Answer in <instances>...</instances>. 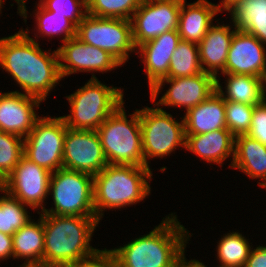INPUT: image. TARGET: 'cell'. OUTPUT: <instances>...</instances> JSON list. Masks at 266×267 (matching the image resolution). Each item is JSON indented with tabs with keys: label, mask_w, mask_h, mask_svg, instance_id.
Wrapping results in <instances>:
<instances>
[{
	"label": "cell",
	"mask_w": 266,
	"mask_h": 267,
	"mask_svg": "<svg viewBox=\"0 0 266 267\" xmlns=\"http://www.w3.org/2000/svg\"><path fill=\"white\" fill-rule=\"evenodd\" d=\"M20 30L0 39V66L16 80L25 95L45 101L48 93L62 79L55 50L43 52L39 44Z\"/></svg>",
	"instance_id": "obj_1"
},
{
	"label": "cell",
	"mask_w": 266,
	"mask_h": 267,
	"mask_svg": "<svg viewBox=\"0 0 266 267\" xmlns=\"http://www.w3.org/2000/svg\"><path fill=\"white\" fill-rule=\"evenodd\" d=\"M172 215L149 234L123 247L108 250L113 255L116 267H181L186 261V241L191 235H188L189 232L176 215Z\"/></svg>",
	"instance_id": "obj_2"
},
{
	"label": "cell",
	"mask_w": 266,
	"mask_h": 267,
	"mask_svg": "<svg viewBox=\"0 0 266 267\" xmlns=\"http://www.w3.org/2000/svg\"><path fill=\"white\" fill-rule=\"evenodd\" d=\"M99 222L96 216L43 213V262L55 267H70L95 256L100 250L89 242Z\"/></svg>",
	"instance_id": "obj_3"
},
{
	"label": "cell",
	"mask_w": 266,
	"mask_h": 267,
	"mask_svg": "<svg viewBox=\"0 0 266 267\" xmlns=\"http://www.w3.org/2000/svg\"><path fill=\"white\" fill-rule=\"evenodd\" d=\"M152 172L147 166L110 165L93 177V204L100 221L106 208H123L150 194ZM101 212V213H100Z\"/></svg>",
	"instance_id": "obj_4"
},
{
	"label": "cell",
	"mask_w": 266,
	"mask_h": 267,
	"mask_svg": "<svg viewBox=\"0 0 266 267\" xmlns=\"http://www.w3.org/2000/svg\"><path fill=\"white\" fill-rule=\"evenodd\" d=\"M120 105L96 130L107 163L110 165L144 166L139 110L128 120Z\"/></svg>",
	"instance_id": "obj_5"
},
{
	"label": "cell",
	"mask_w": 266,
	"mask_h": 267,
	"mask_svg": "<svg viewBox=\"0 0 266 267\" xmlns=\"http://www.w3.org/2000/svg\"><path fill=\"white\" fill-rule=\"evenodd\" d=\"M66 98L71 106V114L61 117L68 128L77 130H97L124 103L120 88L107 87L94 75L83 87Z\"/></svg>",
	"instance_id": "obj_6"
},
{
	"label": "cell",
	"mask_w": 266,
	"mask_h": 267,
	"mask_svg": "<svg viewBox=\"0 0 266 267\" xmlns=\"http://www.w3.org/2000/svg\"><path fill=\"white\" fill-rule=\"evenodd\" d=\"M55 208L42 213L56 216H96L93 204V176L60 168L50 177L49 193Z\"/></svg>",
	"instance_id": "obj_7"
},
{
	"label": "cell",
	"mask_w": 266,
	"mask_h": 267,
	"mask_svg": "<svg viewBox=\"0 0 266 267\" xmlns=\"http://www.w3.org/2000/svg\"><path fill=\"white\" fill-rule=\"evenodd\" d=\"M76 37L83 43L101 48L121 64L129 52L137 50L130 20L86 15L76 28Z\"/></svg>",
	"instance_id": "obj_8"
},
{
	"label": "cell",
	"mask_w": 266,
	"mask_h": 267,
	"mask_svg": "<svg viewBox=\"0 0 266 267\" xmlns=\"http://www.w3.org/2000/svg\"><path fill=\"white\" fill-rule=\"evenodd\" d=\"M144 166L149 167L147 158L169 155L179 145L185 147L184 119H173L161 108L139 110Z\"/></svg>",
	"instance_id": "obj_9"
},
{
	"label": "cell",
	"mask_w": 266,
	"mask_h": 267,
	"mask_svg": "<svg viewBox=\"0 0 266 267\" xmlns=\"http://www.w3.org/2000/svg\"><path fill=\"white\" fill-rule=\"evenodd\" d=\"M67 126L63 118H39L24 138V156L51 173L63 168V149Z\"/></svg>",
	"instance_id": "obj_10"
},
{
	"label": "cell",
	"mask_w": 266,
	"mask_h": 267,
	"mask_svg": "<svg viewBox=\"0 0 266 267\" xmlns=\"http://www.w3.org/2000/svg\"><path fill=\"white\" fill-rule=\"evenodd\" d=\"M51 172L23 156L15 169L4 180L0 191L8 193L23 204L44 211V200L49 193Z\"/></svg>",
	"instance_id": "obj_11"
},
{
	"label": "cell",
	"mask_w": 266,
	"mask_h": 267,
	"mask_svg": "<svg viewBox=\"0 0 266 267\" xmlns=\"http://www.w3.org/2000/svg\"><path fill=\"white\" fill-rule=\"evenodd\" d=\"M181 4L182 0L142 1L130 19L136 48L164 32L176 30Z\"/></svg>",
	"instance_id": "obj_12"
},
{
	"label": "cell",
	"mask_w": 266,
	"mask_h": 267,
	"mask_svg": "<svg viewBox=\"0 0 266 267\" xmlns=\"http://www.w3.org/2000/svg\"><path fill=\"white\" fill-rule=\"evenodd\" d=\"M101 140L96 130L67 128L63 168L95 176L107 165Z\"/></svg>",
	"instance_id": "obj_13"
},
{
	"label": "cell",
	"mask_w": 266,
	"mask_h": 267,
	"mask_svg": "<svg viewBox=\"0 0 266 267\" xmlns=\"http://www.w3.org/2000/svg\"><path fill=\"white\" fill-rule=\"evenodd\" d=\"M170 83V89L161 97L156 106H184L186 111L197 106L216 91V78L206 72L178 78H163L151 90V101L154 102L164 85Z\"/></svg>",
	"instance_id": "obj_14"
},
{
	"label": "cell",
	"mask_w": 266,
	"mask_h": 267,
	"mask_svg": "<svg viewBox=\"0 0 266 267\" xmlns=\"http://www.w3.org/2000/svg\"><path fill=\"white\" fill-rule=\"evenodd\" d=\"M62 78L77 72L109 71L122 64L109 52L81 42L77 37L68 39L57 49Z\"/></svg>",
	"instance_id": "obj_15"
},
{
	"label": "cell",
	"mask_w": 266,
	"mask_h": 267,
	"mask_svg": "<svg viewBox=\"0 0 266 267\" xmlns=\"http://www.w3.org/2000/svg\"><path fill=\"white\" fill-rule=\"evenodd\" d=\"M264 44L254 35L236 29L225 64V73L260 77L266 67Z\"/></svg>",
	"instance_id": "obj_16"
},
{
	"label": "cell",
	"mask_w": 266,
	"mask_h": 267,
	"mask_svg": "<svg viewBox=\"0 0 266 267\" xmlns=\"http://www.w3.org/2000/svg\"><path fill=\"white\" fill-rule=\"evenodd\" d=\"M40 102L18 91L0 93V130L26 138L40 118L34 111Z\"/></svg>",
	"instance_id": "obj_17"
},
{
	"label": "cell",
	"mask_w": 266,
	"mask_h": 267,
	"mask_svg": "<svg viewBox=\"0 0 266 267\" xmlns=\"http://www.w3.org/2000/svg\"><path fill=\"white\" fill-rule=\"evenodd\" d=\"M180 40L176 29L164 32L137 47L139 51L136 53H141L145 64L150 90L168 76L171 56Z\"/></svg>",
	"instance_id": "obj_18"
},
{
	"label": "cell",
	"mask_w": 266,
	"mask_h": 267,
	"mask_svg": "<svg viewBox=\"0 0 266 267\" xmlns=\"http://www.w3.org/2000/svg\"><path fill=\"white\" fill-rule=\"evenodd\" d=\"M183 119L185 135L226 129L224 98L216 90L206 100L189 109Z\"/></svg>",
	"instance_id": "obj_19"
},
{
	"label": "cell",
	"mask_w": 266,
	"mask_h": 267,
	"mask_svg": "<svg viewBox=\"0 0 266 267\" xmlns=\"http://www.w3.org/2000/svg\"><path fill=\"white\" fill-rule=\"evenodd\" d=\"M235 31L236 28L231 31V27L228 25H212L198 44L202 70L213 75L216 79L219 69L225 74L228 50Z\"/></svg>",
	"instance_id": "obj_20"
},
{
	"label": "cell",
	"mask_w": 266,
	"mask_h": 267,
	"mask_svg": "<svg viewBox=\"0 0 266 267\" xmlns=\"http://www.w3.org/2000/svg\"><path fill=\"white\" fill-rule=\"evenodd\" d=\"M219 12L215 4L208 0H197L188 5L182 0L177 28L180 39L199 44L212 26L214 16Z\"/></svg>",
	"instance_id": "obj_21"
},
{
	"label": "cell",
	"mask_w": 266,
	"mask_h": 267,
	"mask_svg": "<svg viewBox=\"0 0 266 267\" xmlns=\"http://www.w3.org/2000/svg\"><path fill=\"white\" fill-rule=\"evenodd\" d=\"M185 137V148L201 160L222 164L231 153L234 159L235 136L227 128Z\"/></svg>",
	"instance_id": "obj_22"
},
{
	"label": "cell",
	"mask_w": 266,
	"mask_h": 267,
	"mask_svg": "<svg viewBox=\"0 0 266 267\" xmlns=\"http://www.w3.org/2000/svg\"><path fill=\"white\" fill-rule=\"evenodd\" d=\"M231 167L246 173L250 178H260L258 183L266 188V146L247 134L235 137L234 159Z\"/></svg>",
	"instance_id": "obj_23"
},
{
	"label": "cell",
	"mask_w": 266,
	"mask_h": 267,
	"mask_svg": "<svg viewBox=\"0 0 266 267\" xmlns=\"http://www.w3.org/2000/svg\"><path fill=\"white\" fill-rule=\"evenodd\" d=\"M228 11L234 28L250 33L266 44V0H237Z\"/></svg>",
	"instance_id": "obj_24"
},
{
	"label": "cell",
	"mask_w": 266,
	"mask_h": 267,
	"mask_svg": "<svg viewBox=\"0 0 266 267\" xmlns=\"http://www.w3.org/2000/svg\"><path fill=\"white\" fill-rule=\"evenodd\" d=\"M13 258L19 257L29 262H43L44 227L43 213L38 223L29 221L12 236Z\"/></svg>",
	"instance_id": "obj_25"
},
{
	"label": "cell",
	"mask_w": 266,
	"mask_h": 267,
	"mask_svg": "<svg viewBox=\"0 0 266 267\" xmlns=\"http://www.w3.org/2000/svg\"><path fill=\"white\" fill-rule=\"evenodd\" d=\"M224 75L228 76L225 86L227 94L221 89L219 79H216V90L224 98V101H233L251 106L263 102L260 77L230 73Z\"/></svg>",
	"instance_id": "obj_26"
},
{
	"label": "cell",
	"mask_w": 266,
	"mask_h": 267,
	"mask_svg": "<svg viewBox=\"0 0 266 267\" xmlns=\"http://www.w3.org/2000/svg\"><path fill=\"white\" fill-rule=\"evenodd\" d=\"M203 72L198 44L180 40L174 50L166 78L190 77Z\"/></svg>",
	"instance_id": "obj_27"
},
{
	"label": "cell",
	"mask_w": 266,
	"mask_h": 267,
	"mask_svg": "<svg viewBox=\"0 0 266 267\" xmlns=\"http://www.w3.org/2000/svg\"><path fill=\"white\" fill-rule=\"evenodd\" d=\"M250 252L248 240L239 232L225 234L217 246L221 267H244Z\"/></svg>",
	"instance_id": "obj_28"
},
{
	"label": "cell",
	"mask_w": 266,
	"mask_h": 267,
	"mask_svg": "<svg viewBox=\"0 0 266 267\" xmlns=\"http://www.w3.org/2000/svg\"><path fill=\"white\" fill-rule=\"evenodd\" d=\"M5 194V196L0 197V232L13 236L31 219L24 207L27 205L8 193Z\"/></svg>",
	"instance_id": "obj_29"
},
{
	"label": "cell",
	"mask_w": 266,
	"mask_h": 267,
	"mask_svg": "<svg viewBox=\"0 0 266 267\" xmlns=\"http://www.w3.org/2000/svg\"><path fill=\"white\" fill-rule=\"evenodd\" d=\"M24 156V139L0 130V181L11 174Z\"/></svg>",
	"instance_id": "obj_30"
},
{
	"label": "cell",
	"mask_w": 266,
	"mask_h": 267,
	"mask_svg": "<svg viewBox=\"0 0 266 267\" xmlns=\"http://www.w3.org/2000/svg\"><path fill=\"white\" fill-rule=\"evenodd\" d=\"M141 2L142 0H88L86 11L91 16L130 20Z\"/></svg>",
	"instance_id": "obj_31"
},
{
	"label": "cell",
	"mask_w": 266,
	"mask_h": 267,
	"mask_svg": "<svg viewBox=\"0 0 266 267\" xmlns=\"http://www.w3.org/2000/svg\"><path fill=\"white\" fill-rule=\"evenodd\" d=\"M38 11L36 13V21L38 26V33L43 36L63 35L62 41L76 37V26L65 16H60L56 12L46 10L40 3H38Z\"/></svg>",
	"instance_id": "obj_32"
},
{
	"label": "cell",
	"mask_w": 266,
	"mask_h": 267,
	"mask_svg": "<svg viewBox=\"0 0 266 267\" xmlns=\"http://www.w3.org/2000/svg\"><path fill=\"white\" fill-rule=\"evenodd\" d=\"M254 106L225 101L226 127L236 137L250 131Z\"/></svg>",
	"instance_id": "obj_33"
},
{
	"label": "cell",
	"mask_w": 266,
	"mask_h": 267,
	"mask_svg": "<svg viewBox=\"0 0 266 267\" xmlns=\"http://www.w3.org/2000/svg\"><path fill=\"white\" fill-rule=\"evenodd\" d=\"M40 4L48 11L65 16L76 27L87 15V3L84 0H40Z\"/></svg>",
	"instance_id": "obj_34"
},
{
	"label": "cell",
	"mask_w": 266,
	"mask_h": 267,
	"mask_svg": "<svg viewBox=\"0 0 266 267\" xmlns=\"http://www.w3.org/2000/svg\"><path fill=\"white\" fill-rule=\"evenodd\" d=\"M247 135L266 146V102L254 106L250 131Z\"/></svg>",
	"instance_id": "obj_35"
},
{
	"label": "cell",
	"mask_w": 266,
	"mask_h": 267,
	"mask_svg": "<svg viewBox=\"0 0 266 267\" xmlns=\"http://www.w3.org/2000/svg\"><path fill=\"white\" fill-rule=\"evenodd\" d=\"M70 267H116V264L113 255L105 248V250H100L95 256Z\"/></svg>",
	"instance_id": "obj_36"
},
{
	"label": "cell",
	"mask_w": 266,
	"mask_h": 267,
	"mask_svg": "<svg viewBox=\"0 0 266 267\" xmlns=\"http://www.w3.org/2000/svg\"><path fill=\"white\" fill-rule=\"evenodd\" d=\"M244 267H266V246L251 249Z\"/></svg>",
	"instance_id": "obj_37"
},
{
	"label": "cell",
	"mask_w": 266,
	"mask_h": 267,
	"mask_svg": "<svg viewBox=\"0 0 266 267\" xmlns=\"http://www.w3.org/2000/svg\"><path fill=\"white\" fill-rule=\"evenodd\" d=\"M13 256L12 236L0 232V259L6 260Z\"/></svg>",
	"instance_id": "obj_38"
},
{
	"label": "cell",
	"mask_w": 266,
	"mask_h": 267,
	"mask_svg": "<svg viewBox=\"0 0 266 267\" xmlns=\"http://www.w3.org/2000/svg\"><path fill=\"white\" fill-rule=\"evenodd\" d=\"M260 80H261V93L263 97V102H266V84H265L266 83V67L262 71Z\"/></svg>",
	"instance_id": "obj_39"
},
{
	"label": "cell",
	"mask_w": 266,
	"mask_h": 267,
	"mask_svg": "<svg viewBox=\"0 0 266 267\" xmlns=\"http://www.w3.org/2000/svg\"><path fill=\"white\" fill-rule=\"evenodd\" d=\"M237 0H222L220 5H215V7L219 10L222 11L223 9L225 11H228L231 6L236 2ZM223 9H222V7Z\"/></svg>",
	"instance_id": "obj_40"
},
{
	"label": "cell",
	"mask_w": 266,
	"mask_h": 267,
	"mask_svg": "<svg viewBox=\"0 0 266 267\" xmlns=\"http://www.w3.org/2000/svg\"><path fill=\"white\" fill-rule=\"evenodd\" d=\"M18 4V13L24 17L25 22H26V18H27V10H26V6H25V0H15Z\"/></svg>",
	"instance_id": "obj_41"
},
{
	"label": "cell",
	"mask_w": 266,
	"mask_h": 267,
	"mask_svg": "<svg viewBox=\"0 0 266 267\" xmlns=\"http://www.w3.org/2000/svg\"><path fill=\"white\" fill-rule=\"evenodd\" d=\"M20 267H55V266L47 264L45 262H29V263L24 262Z\"/></svg>",
	"instance_id": "obj_42"
},
{
	"label": "cell",
	"mask_w": 266,
	"mask_h": 267,
	"mask_svg": "<svg viewBox=\"0 0 266 267\" xmlns=\"http://www.w3.org/2000/svg\"><path fill=\"white\" fill-rule=\"evenodd\" d=\"M181 267H200L194 260H190L189 262L186 260Z\"/></svg>",
	"instance_id": "obj_43"
},
{
	"label": "cell",
	"mask_w": 266,
	"mask_h": 267,
	"mask_svg": "<svg viewBox=\"0 0 266 267\" xmlns=\"http://www.w3.org/2000/svg\"><path fill=\"white\" fill-rule=\"evenodd\" d=\"M200 267H206L202 262H199L198 260H194ZM221 267V266H219Z\"/></svg>",
	"instance_id": "obj_44"
},
{
	"label": "cell",
	"mask_w": 266,
	"mask_h": 267,
	"mask_svg": "<svg viewBox=\"0 0 266 267\" xmlns=\"http://www.w3.org/2000/svg\"><path fill=\"white\" fill-rule=\"evenodd\" d=\"M142 1H150V2H155V1H170V0H142Z\"/></svg>",
	"instance_id": "obj_45"
},
{
	"label": "cell",
	"mask_w": 266,
	"mask_h": 267,
	"mask_svg": "<svg viewBox=\"0 0 266 267\" xmlns=\"http://www.w3.org/2000/svg\"><path fill=\"white\" fill-rule=\"evenodd\" d=\"M2 4H3V1L0 0V10H1V7L3 6ZM0 12H1V11H0Z\"/></svg>",
	"instance_id": "obj_46"
}]
</instances>
